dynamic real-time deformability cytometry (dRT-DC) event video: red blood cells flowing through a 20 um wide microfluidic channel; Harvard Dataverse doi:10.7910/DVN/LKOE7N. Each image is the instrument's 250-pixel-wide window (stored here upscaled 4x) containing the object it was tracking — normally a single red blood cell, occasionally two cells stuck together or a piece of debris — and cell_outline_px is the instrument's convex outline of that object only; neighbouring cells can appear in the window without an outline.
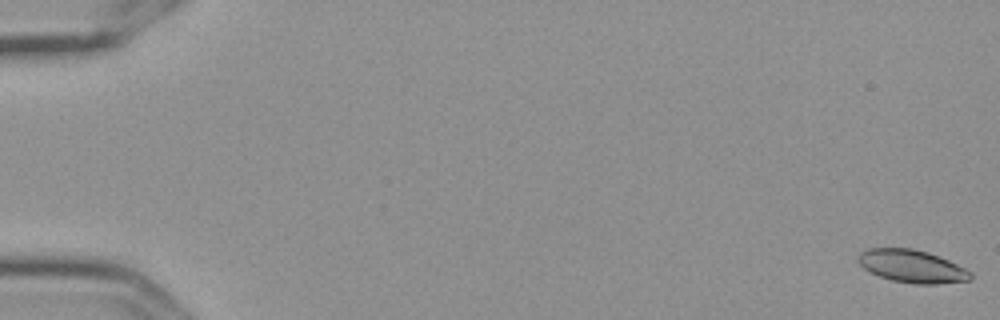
{"species": "Egyptian fruit bat (a non-hibernating species)", "species_latin": "Rousettus aegyptiacus", "temperature_condition": "cold", "stored_images_in_passage": 41, "camera_frame_rate_fps": 3000, "um_per_image_px": 0.085, "frame": {"image": 1, "passage_image": 1, "time_ms": 0.0, "image_size_px": [1000, 320], "cell_outline_px": [[972, 280], [936, 284], [916, 284], [892, 280], [880, 276], [864, 268], [860, 264], [856, 256], [860, 252], [868, 248], [912, 248], [928, 252], [948, 260], [972, 272]], "centroid_in_image_um": [77.52, 22.63], "position_along_channel_um": 7.5, "area_um2": 21.39}}
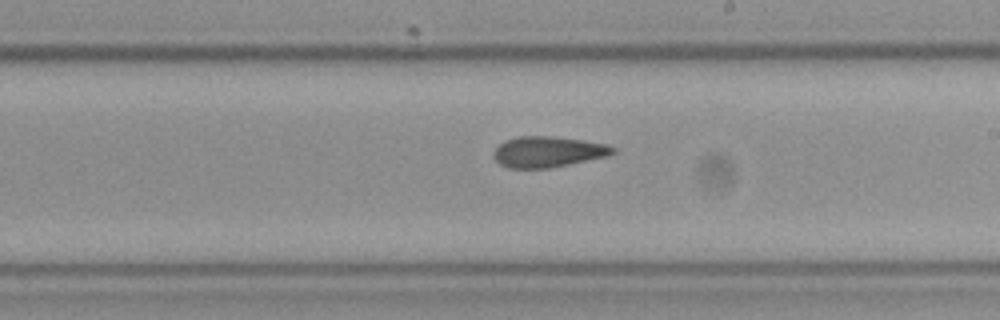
{"frame": {"image": 2, "passage_image": 18, "time_ms": 5.667, "image_size_px": [1000, 320], "cell_outline_px": [[616, 152], [608, 156], [548, 168], [508, 168], [500, 164], [492, 156], [492, 152], [504, 140], [516, 136], [552, 136], [584, 140], [608, 144], [616, 148]], "centroid_in_image_um": [46.57, 12.89], "position_along_channel_um": 242.4, "area_um2": 21.56}}
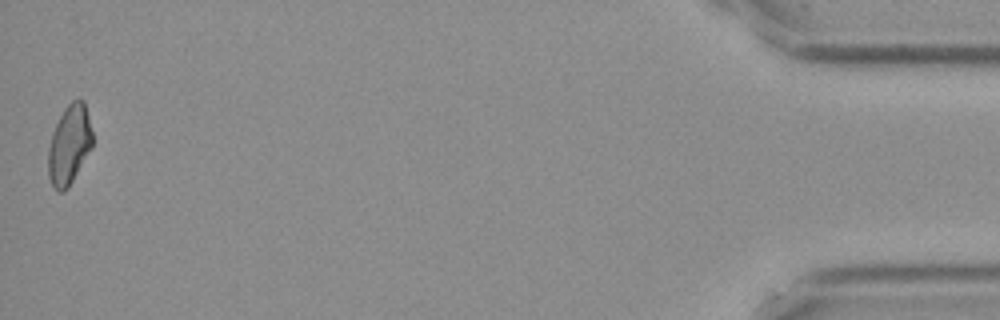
{"frame": {"image": 3, "passage_image": 41, "time_ms": 13.333, "image_size_px": [1000, 320], "cell_outline_px": [[92, 148], [68, 188], [64, 192], [60, 192], [52, 184], [48, 176], [48, 148], [52, 132], [64, 108], [72, 100], [80, 96], [84, 100], [92, 132]], "centroid_in_image_um": [5.89, 12.28], "position_along_channel_um": 429.3, "area_um2": 20.58}, "authors_computed_cell_mechanics": {"area_um2": 21.386, "velocity_mm_per_s": 3.5827, "shape_relaxation_time_tau1_ms": null, "shape_relaxation_time_tau2_ms": 4.316, "deformation_change_tau1": null, "deformation_change_tau2": 0.0947}}